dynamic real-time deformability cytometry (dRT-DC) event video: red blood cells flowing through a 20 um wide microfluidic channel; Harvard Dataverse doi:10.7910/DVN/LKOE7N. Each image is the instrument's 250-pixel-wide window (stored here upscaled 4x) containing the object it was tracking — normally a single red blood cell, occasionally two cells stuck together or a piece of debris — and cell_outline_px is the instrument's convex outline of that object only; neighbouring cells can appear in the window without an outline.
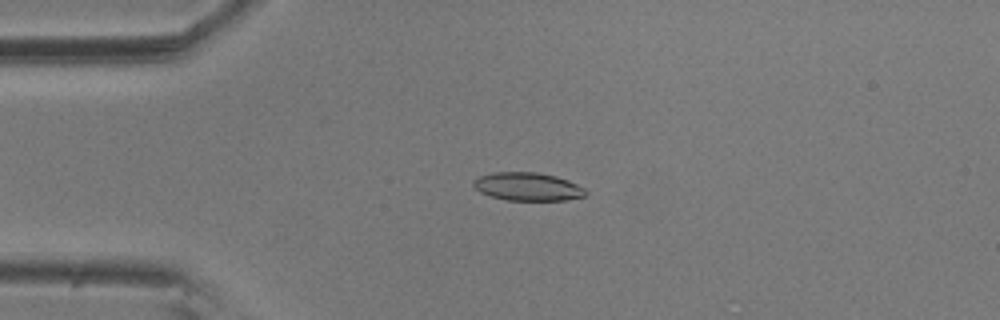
{"species": "common noctule bat (a hibernating species)", "species_latin": "Nyctalus noctula", "temperature_condition": "room temperature", "stored_images_in_passage": 5, "camera_frame_rate_fps": 3000, "um_per_image_px": 0.085, "animal": {"sex": "male", "body_mass_g": 20.5, "forearm_length_mm": 52.5}, "frame": {"image": 1, "passage_image": 3, "time_ms": 0.667, "image_size_px": [1000, 320], "cell_outline_px": [[588, 192], [584, 196], [568, 200], [504, 200], [480, 192], [472, 184], [480, 176], [492, 172], [536, 172], [556, 176], [568, 180], [584, 188]], "centroid_in_image_um": [44.88, 15.86], "position_along_channel_um": 40.1, "area_um2": 18.32}}
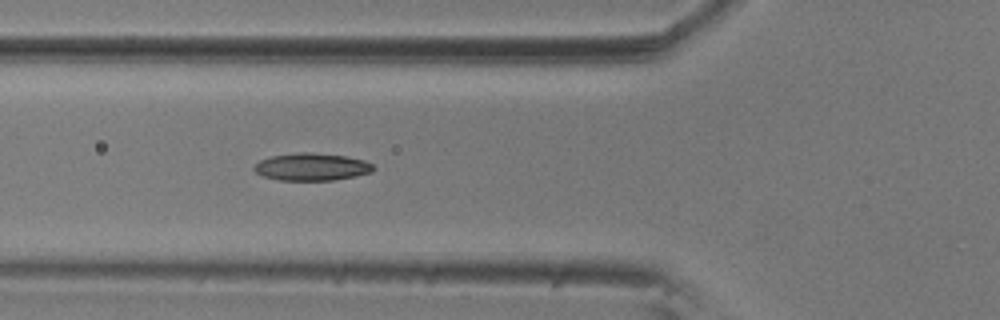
{"frame": {"image": 2, "passage_image": 5, "time_ms": 1.333, "image_size_px": [1000, 320], "cell_outline_px": [[376, 168], [372, 172], [332, 180], [280, 180], [264, 176], [256, 172], [252, 168], [260, 160], [272, 156], [300, 152], [308, 152], [344, 156], [364, 160], [372, 164]], "centroid_in_image_um": [26.49, 14.18], "position_along_channel_um": 99.3, "area_um2": 18.79}}